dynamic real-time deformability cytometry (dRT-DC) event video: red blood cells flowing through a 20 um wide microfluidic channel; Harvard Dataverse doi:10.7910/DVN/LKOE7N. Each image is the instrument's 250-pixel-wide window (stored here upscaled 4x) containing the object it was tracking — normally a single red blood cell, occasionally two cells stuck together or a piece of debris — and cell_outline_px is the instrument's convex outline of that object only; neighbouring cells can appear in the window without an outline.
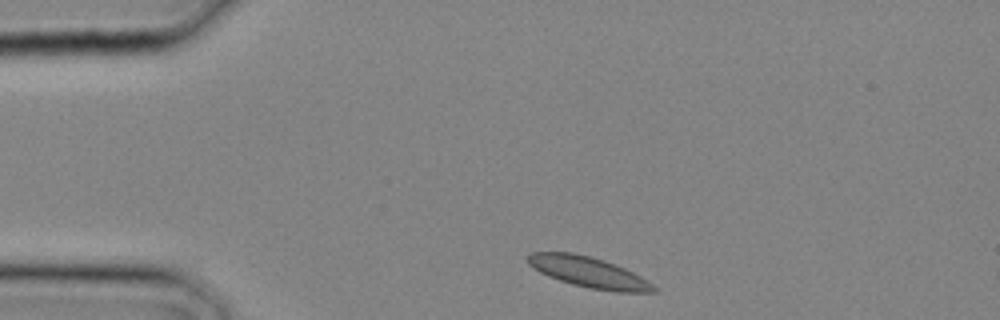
{"species": "common noctule bat (a hibernating species)", "species_latin": "Nyctalus noctula", "temperature_condition": "cold", "stored_images_in_passage": 13, "camera_frame_rate_fps": 3000, "um_per_image_px": 0.085, "animal": {"sex": "male", "body_mass_g": 20.4}, "frame": {"image": 1, "passage_image": 1, "time_ms": 0.0, "image_size_px": [1000, 320], "cell_outline_px": [[660, 292], [616, 292], [588, 288], [572, 284], [548, 276], [540, 272], [528, 264], [528, 256], [532, 252], [572, 252], [604, 260], [624, 268], [648, 280], [660, 288]], "centroid_in_image_um": [50.1, 23.16], "position_along_channel_um": 34.9, "area_um2": 22.54}}
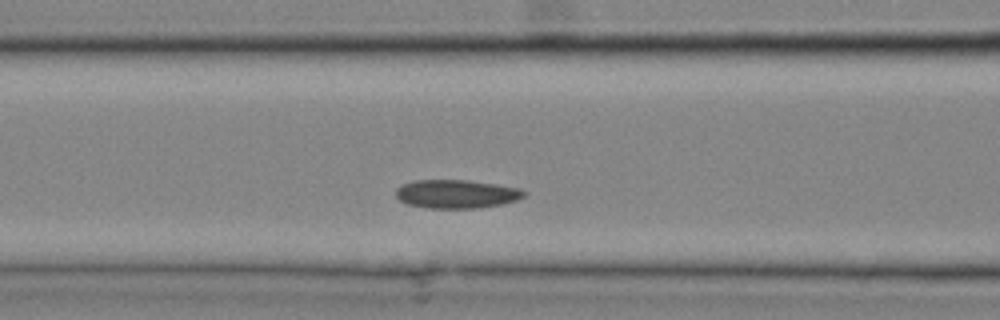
{"frame": {"image": 2, "passage_image": 7, "time_ms": 2.0, "image_size_px": [1000, 320], "cell_outline_px": [[528, 192], [524, 196], [516, 200], [500, 204], [476, 208], [428, 208], [408, 204], [400, 200], [396, 196], [396, 188], [404, 184], [416, 180], [468, 180], [496, 184], [520, 188]], "centroid_in_image_um": [38.81, 16.48], "position_along_channel_um": 127.8, "area_um2": 21.21}}
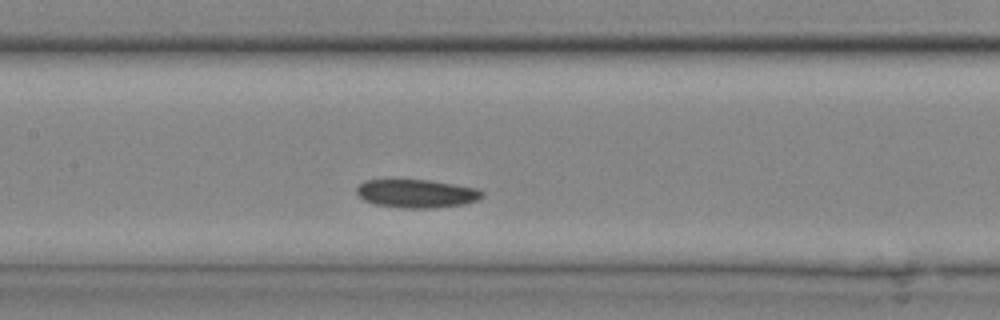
{"frame": {"image": 3, "passage_image": 9, "time_ms": 2.667, "image_size_px": [1000, 320], "cell_outline_px": [[484, 196], [476, 200], [464, 204], [432, 208], [400, 208], [376, 204], [364, 200], [356, 192], [356, 188], [364, 180], [432, 180], [480, 188], [484, 192]], "centroid_in_image_um": [35.45, 16.44], "position_along_channel_um": 171.9, "area_um2": 20.87}}